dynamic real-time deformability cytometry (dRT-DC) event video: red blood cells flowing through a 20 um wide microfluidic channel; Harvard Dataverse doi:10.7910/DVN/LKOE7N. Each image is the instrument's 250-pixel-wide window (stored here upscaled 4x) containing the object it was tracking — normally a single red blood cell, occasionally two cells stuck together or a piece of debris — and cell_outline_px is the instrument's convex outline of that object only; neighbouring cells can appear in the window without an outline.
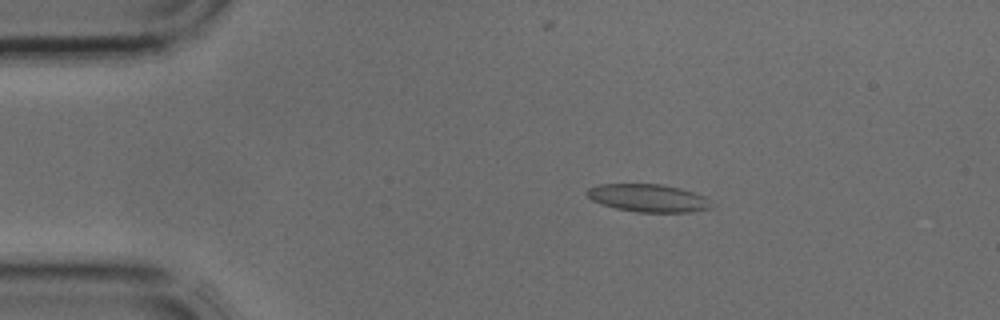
{"species": "common noctule bat (a hibernating species)", "species_latin": "Nyctalus noctula", "temperature_condition": "cold", "stored_images_in_passage": 2, "camera_frame_rate_fps": 3000, "um_per_image_px": 0.085, "animal": {"sex": "male", "body_mass_g": 17.9, "forearm_length_mm": 54.2}, "frame": {"image": 1, "passage_image": 1, "time_ms": 0.0, "image_size_px": [1000, 320], "cell_outline_px": [[712, 208], [692, 212], [636, 212], [616, 208], [592, 200], [584, 192], [588, 188], [600, 184], [660, 184], [680, 188], [704, 196]], "centroid_in_image_um": [55.07, 16.83], "position_along_channel_um": 29.9, "area_um2": 19.94}}